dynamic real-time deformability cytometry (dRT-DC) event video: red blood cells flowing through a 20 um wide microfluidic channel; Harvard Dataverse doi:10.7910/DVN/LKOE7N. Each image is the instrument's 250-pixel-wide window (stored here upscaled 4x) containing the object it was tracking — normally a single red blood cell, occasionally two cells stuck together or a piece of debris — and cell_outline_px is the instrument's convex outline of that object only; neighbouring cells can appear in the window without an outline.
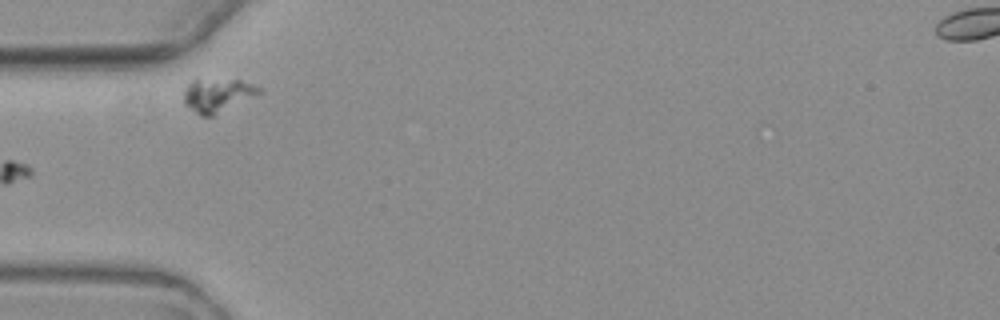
{"species": "common noctule bat (a hibernating species)", "species_latin": "Nyctalus noctula", "temperature_condition": "warm", "stored_images_in_passage": 7, "camera_frame_rate_fps": 3000, "um_per_image_px": 0.085, "animal": {"sex": "female", "body_mass_g": 19.3, "forearm_length_mm": 54.1}, "frame": {"image": 1, "passage_image": 5, "time_ms": 6.0, "image_size_px": [1000, 320], "cell_outline_px": [[260, 92], [212, 116], [200, 116], [184, 104], [184, 92], [188, 84], [196, 76], [240, 80], [252, 84], [260, 88]], "centroid_in_image_um": [18.39, 8.03], "position_along_channel_um": 66.6, "area_um2": 14.8}}
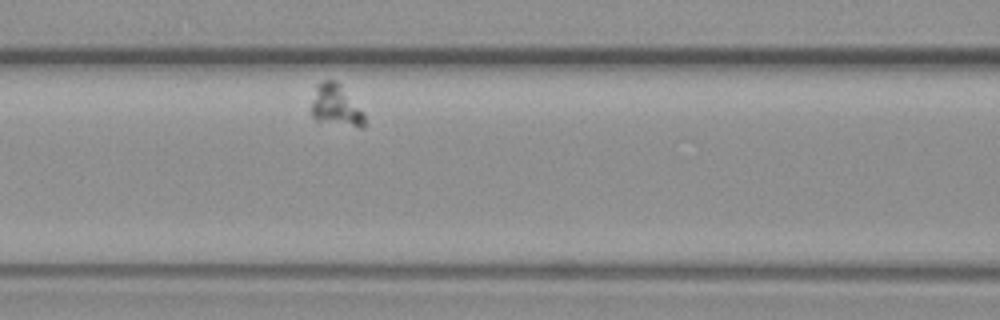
{"frame": {"image": 2, "passage_image": 7, "time_ms": 8.333, "image_size_px": [1000, 320], "cell_outline_px": [[364, 128], [360, 128], [316, 120], [312, 116], [312, 104], [316, 84], [320, 80], [336, 80], [340, 84], [364, 112]], "centroid_in_image_um": [28.56, 8.96], "position_along_channel_um": 138.0, "area_um2": 12.83}}